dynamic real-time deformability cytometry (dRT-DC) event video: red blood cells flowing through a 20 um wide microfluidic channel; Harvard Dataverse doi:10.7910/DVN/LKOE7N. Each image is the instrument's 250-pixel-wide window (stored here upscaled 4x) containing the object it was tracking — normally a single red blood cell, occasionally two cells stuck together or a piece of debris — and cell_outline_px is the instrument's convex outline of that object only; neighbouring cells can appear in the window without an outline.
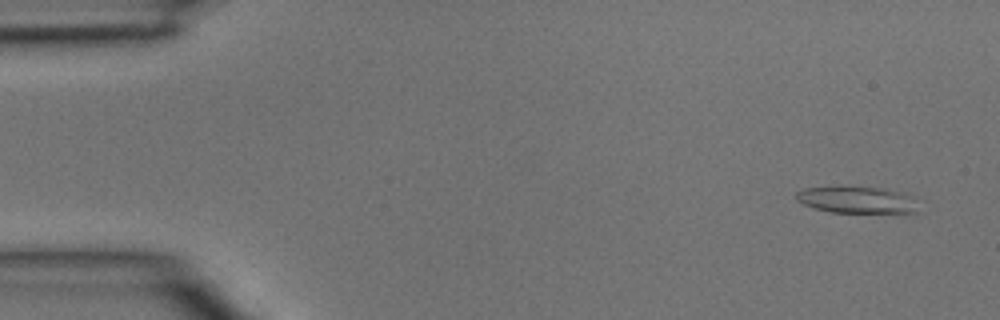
{"species": "common noctule bat (a hibernating species)", "species_latin": "Nyctalus noctula", "temperature_condition": "room temperature", "stored_images_in_passage": 4, "camera_frame_rate_fps": 3000, "um_per_image_px": 0.085, "animal": {"sex": "male", "body_mass_g": 15.6}, "frame": {"image": 1, "passage_image": 1, "time_ms": 0.0, "image_size_px": [1000, 320], "cell_outline_px": [[916, 212], [828, 212], [804, 204], [796, 200], [796, 192], [804, 188], [840, 184], [884, 188], [900, 192], [908, 196]], "centroid_in_image_um": [72.65, 16.93], "position_along_channel_um": 12.3, "area_um2": 19.07}}
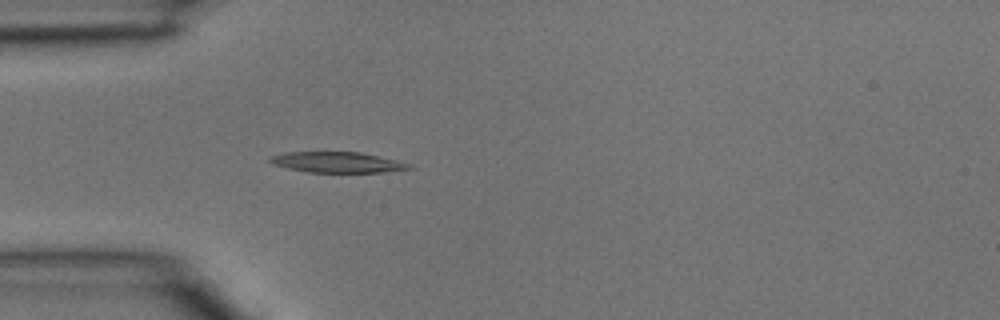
{"frame": {"image": 2, "passage_image": 4, "time_ms": 1.0, "image_size_px": [1000, 320], "cell_outline_px": [[416, 168], [384, 172], [308, 172], [288, 168], [272, 164], [268, 160], [272, 156], [284, 152], [360, 152], [396, 160], [412, 164]], "centroid_in_image_um": [28.7, 13.79], "position_along_channel_um": 56.3, "area_um2": 16.7}}